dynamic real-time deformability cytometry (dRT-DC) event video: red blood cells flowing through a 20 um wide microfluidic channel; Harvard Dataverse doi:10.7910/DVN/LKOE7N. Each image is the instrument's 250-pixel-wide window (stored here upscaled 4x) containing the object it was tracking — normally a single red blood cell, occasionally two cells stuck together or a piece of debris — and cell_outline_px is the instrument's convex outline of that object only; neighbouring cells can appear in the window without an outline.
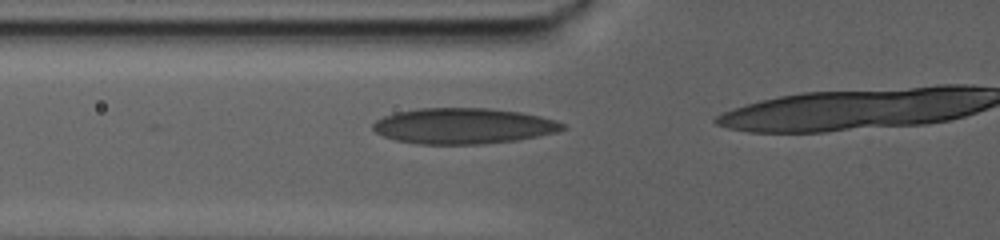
{"species": "human", "species_latin": "Homo sapiens", "temperature_condition": "warm", "stored_images_in_passage": 32, "camera_frame_rate_fps": 3000, "um_per_image_px": 0.085, "donor": {"sex": "male"}, "frame": {"image": 1, "passage_image": 25, "time_ms": 8.0, "image_size_px": [1000, 240], "cell_outline_px": [[568, 128], [560, 132], [520, 140], [484, 144], [416, 144], [396, 140], [384, 136], [376, 132], [372, 128], [372, 124], [376, 120], [384, 116], [396, 112], [420, 108], [488, 108], [520, 112], [540, 116], [556, 120], [564, 124]], "centroid_in_image_um": [39.43, 10.71], "position_along_channel_um": 86.4, "area_um2": 39.88}}
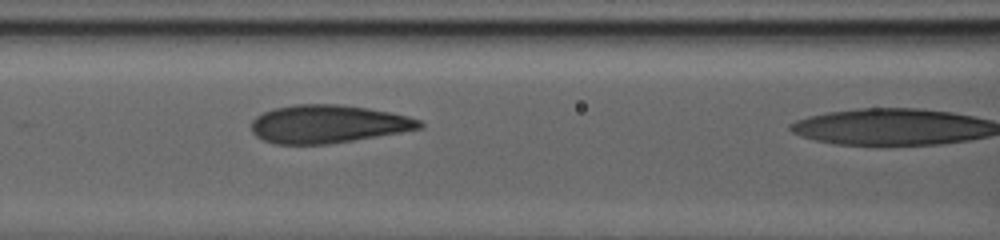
{"frame": {"image": 2, "passage_image": 31, "time_ms": 10.0, "image_size_px": [1000, 240], "cell_outline_px": [[424, 128], [328, 144], [276, 144], [264, 140], [256, 136], [252, 132], [252, 120], [256, 116], [272, 108], [296, 104], [340, 104], [368, 108], [408, 116], [420, 120], [424, 124]], "centroid_in_image_um": [27.86, 10.53], "position_along_channel_um": 138.7, "area_um2": 37.22}}